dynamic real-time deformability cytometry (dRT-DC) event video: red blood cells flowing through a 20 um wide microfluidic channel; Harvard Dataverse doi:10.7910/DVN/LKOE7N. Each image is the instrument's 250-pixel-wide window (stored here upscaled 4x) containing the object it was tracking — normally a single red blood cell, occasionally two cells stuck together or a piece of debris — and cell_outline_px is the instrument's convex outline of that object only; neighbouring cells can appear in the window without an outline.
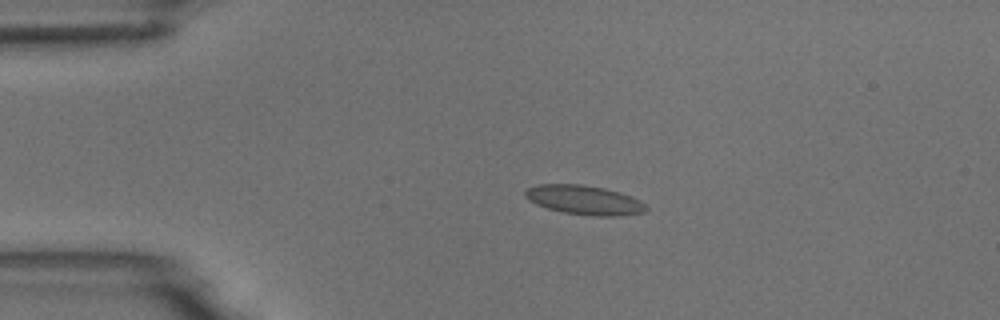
{"species": "common noctule bat (a hibernating species)", "species_latin": "Nyctalus noctula", "temperature_condition": "room temperature", "stored_images_in_passage": 8, "camera_frame_rate_fps": 3000, "um_per_image_px": 0.085, "animal": {"sex": "male", "body_mass_g": 18.8}, "frame": {"image": 1, "passage_image": 4, "time_ms": 3.667, "image_size_px": [1000, 320], "cell_outline_px": [[648, 208], [644, 212], [620, 216], [596, 216], [564, 212], [548, 208], [536, 204], [528, 200], [524, 196], [524, 192], [528, 188], [536, 184], [580, 184], [604, 188], [620, 192], [632, 196], [640, 200]], "centroid_in_image_um": [49.66, 16.99], "position_along_channel_um": 35.3, "area_um2": 20.63}}
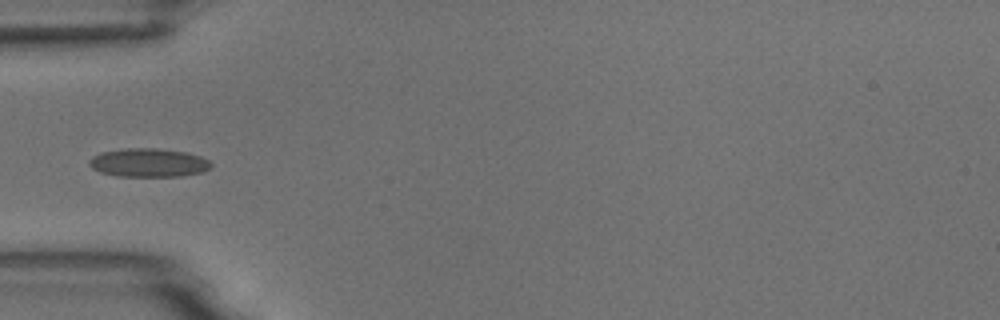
{"frame": {"image": 2, "passage_image": 5, "time_ms": 5.667, "image_size_px": [1000, 320], "cell_outline_px": [[212, 168], [204, 172], [184, 176], [116, 176], [100, 172], [92, 168], [88, 164], [88, 160], [92, 156], [100, 152], [124, 148], [156, 148], [188, 152], [200, 156], [208, 160], [212, 164]], "centroid_in_image_um": [12.63, 13.83], "position_along_channel_um": 72.4, "area_um2": 20.63}}